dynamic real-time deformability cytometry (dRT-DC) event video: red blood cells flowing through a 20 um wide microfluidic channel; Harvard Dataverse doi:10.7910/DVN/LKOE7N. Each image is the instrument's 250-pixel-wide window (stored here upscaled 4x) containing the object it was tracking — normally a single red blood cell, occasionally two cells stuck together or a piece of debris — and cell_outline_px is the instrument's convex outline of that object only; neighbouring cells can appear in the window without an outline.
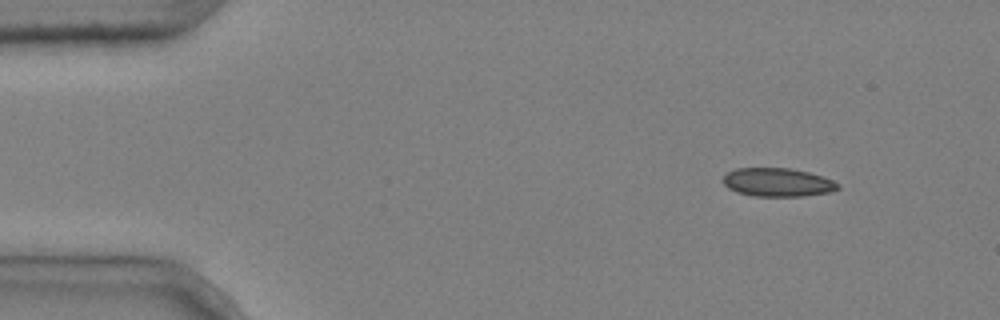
{"species": "common noctule bat (a hibernating species)", "species_latin": "Nyctalus noctula", "temperature_condition": "cold", "stored_images_in_passage": 4, "camera_frame_rate_fps": 3000, "um_per_image_px": 0.085, "animal": {"sex": "male", "body_mass_g": 20.4}, "frame": {"image": 1, "passage_image": 1, "time_ms": 0.0, "image_size_px": [1000, 320], "cell_outline_px": [[840, 188], [828, 192], [804, 196], [752, 196], [736, 192], [728, 188], [720, 180], [728, 172], [736, 168], [788, 168], [808, 172], [832, 180], [840, 184]], "centroid_in_image_um": [66.05, 15.5], "position_along_channel_um": 18.9, "area_um2": 19.07}}